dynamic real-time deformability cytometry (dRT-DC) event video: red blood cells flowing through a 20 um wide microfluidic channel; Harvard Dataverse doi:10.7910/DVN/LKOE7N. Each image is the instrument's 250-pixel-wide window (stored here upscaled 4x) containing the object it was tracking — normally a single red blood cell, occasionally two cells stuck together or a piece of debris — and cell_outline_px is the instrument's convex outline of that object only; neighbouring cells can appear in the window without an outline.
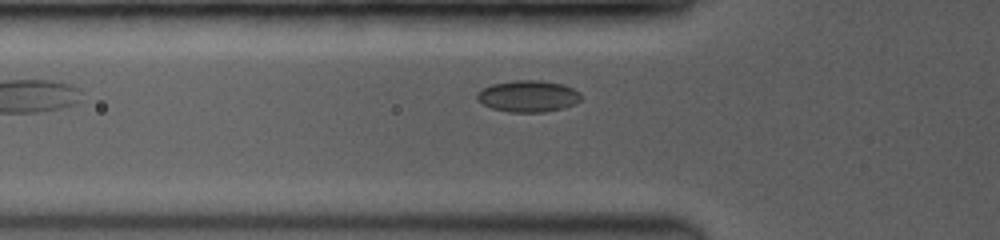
{"species": "common noctule bat (a hibernating species)", "species_latin": "Nyctalus noctula", "temperature_condition": "room temperature", "stored_images_in_passage": 13, "camera_frame_rate_fps": 3500, "um_per_image_px": 0.085, "animal": {"sex": "female", "body_mass_g": 19.0, "forearm_length_mm": 53.3}, "frame": {"image": 1, "passage_image": 4, "time_ms": 1.714, "image_size_px": [1000, 240], "cell_outline_px": [[580, 100], [576, 104], [544, 112], [508, 112], [492, 108], [476, 100], [476, 92], [492, 84], [512, 80], [540, 80], [560, 84], [572, 88], [580, 92]], "centroid_in_image_um": [44.86, 8.17], "position_along_channel_um": 80.9, "area_um2": 19.07}}
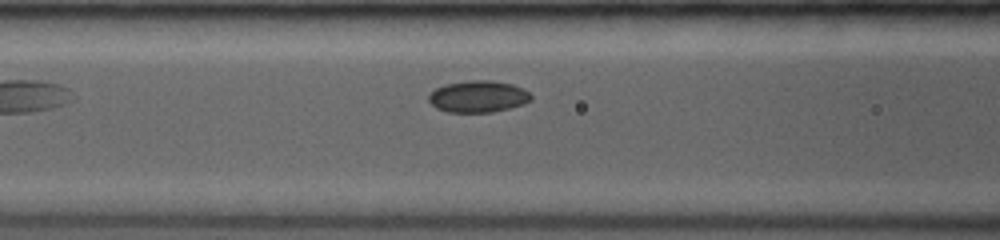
{"frame": {"image": 2, "passage_image": 7, "time_ms": 2.857, "image_size_px": [1000, 240], "cell_outline_px": [[532, 100], [524, 104], [492, 112], [448, 112], [436, 108], [428, 100], [428, 96], [436, 88], [444, 84], [468, 80], [492, 80], [512, 84], [524, 88], [532, 96]], "centroid_in_image_um": [40.65, 8.19], "position_along_channel_um": 125.9, "area_um2": 19.02}}
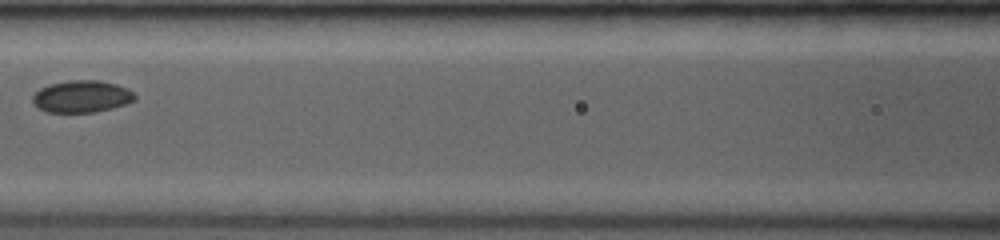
{"frame": {"image": 3, "passage_image": 9, "time_ms": 3.714, "image_size_px": [1000, 240], "cell_outline_px": [[136, 100], [112, 108], [96, 112], [48, 112], [40, 108], [32, 100], [32, 96], [40, 88], [48, 84], [68, 80], [96, 80], [116, 84], [128, 88], [136, 96]], "centroid_in_image_um": [6.96, 8.19], "position_along_channel_um": 159.6, "area_um2": 19.02}}